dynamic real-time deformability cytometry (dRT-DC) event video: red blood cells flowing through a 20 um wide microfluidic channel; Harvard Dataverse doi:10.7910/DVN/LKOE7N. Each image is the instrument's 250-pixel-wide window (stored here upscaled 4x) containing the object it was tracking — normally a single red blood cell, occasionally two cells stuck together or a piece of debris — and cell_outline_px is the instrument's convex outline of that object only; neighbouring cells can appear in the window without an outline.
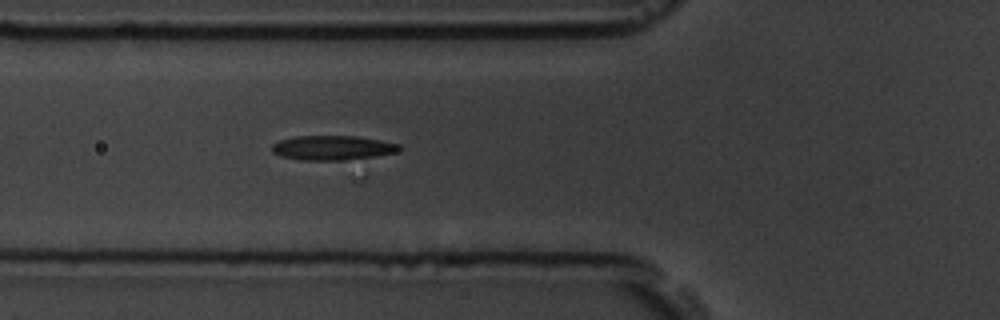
{"species": "common noctule bat (a hibernating species)", "species_latin": "Nyctalus noctula", "temperature_condition": "room temperature", "stored_images_in_passage": 3, "camera_frame_rate_fps": 3000, "um_per_image_px": 0.085, "animal": {"sex": "male", "body_mass_g": 19.5, "forearm_length_mm": 54.6}, "frame": {"image": 1, "passage_image": 3, "time_ms": 2.333, "image_size_px": [1000, 320], "cell_outline_px": [[404, 148], [396, 152], [364, 160], [300, 160], [280, 156], [272, 152], [272, 144], [280, 140], [296, 136], [356, 136], [380, 140], [400, 144]], "centroid_in_image_um": [28.34, 12.58], "position_along_channel_um": 97.5, "area_um2": 18.67}}